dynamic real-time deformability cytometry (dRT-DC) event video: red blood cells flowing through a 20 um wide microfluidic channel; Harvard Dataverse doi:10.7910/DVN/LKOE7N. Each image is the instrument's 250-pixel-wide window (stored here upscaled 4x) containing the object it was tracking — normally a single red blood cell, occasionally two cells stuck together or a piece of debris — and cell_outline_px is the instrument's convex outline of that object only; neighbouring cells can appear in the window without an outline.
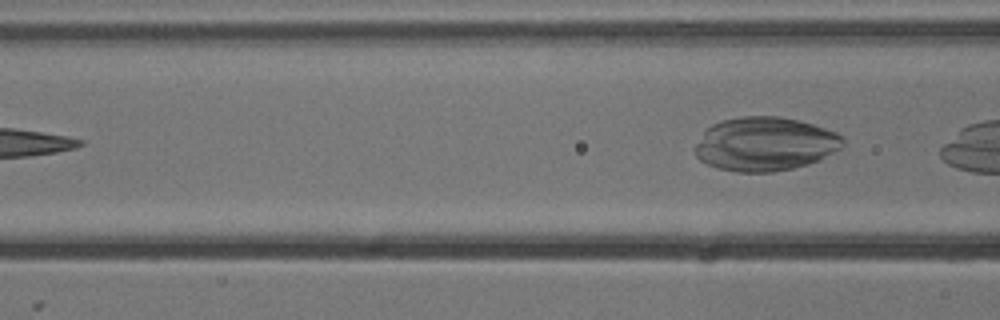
{"species": "common noctule bat (a hibernating species)", "species_latin": "Nyctalus noctula", "temperature_condition": "cold", "stored_images_in_passage": 6, "camera_frame_rate_fps": 3000, "um_per_image_px": 0.085, "animal": {"sex": "male", "body_mass_g": 13.3}, "frame": {"image": 1, "passage_image": 6, "time_ms": 1.667, "image_size_px": [1000, 320], "cell_outline_px": [[844, 144], [840, 148], [820, 160], [792, 168], [772, 172], [736, 172], [720, 168], [708, 164], [700, 160], [696, 156], [692, 148], [704, 132], [712, 124], [720, 120], [744, 116], [780, 116], [800, 120], [836, 132], [844, 136]], "centroid_in_image_um": [65.02, 12.23], "position_along_channel_um": 101.6, "area_um2": 46.53}}